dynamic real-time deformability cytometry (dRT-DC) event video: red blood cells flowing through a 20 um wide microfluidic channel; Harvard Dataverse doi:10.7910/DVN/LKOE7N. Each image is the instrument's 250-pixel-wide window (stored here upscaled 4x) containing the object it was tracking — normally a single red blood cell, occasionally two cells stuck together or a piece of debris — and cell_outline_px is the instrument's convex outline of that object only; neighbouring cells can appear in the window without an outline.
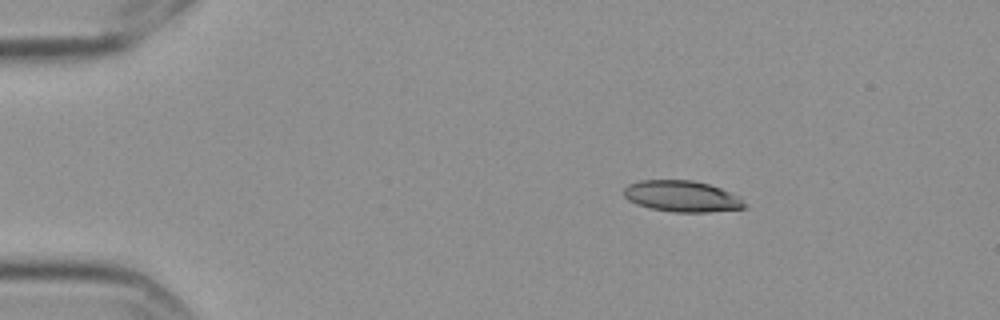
{"species": "Egyptian fruit bat (a non-hibernating species)", "species_latin": "Rousettus aegyptiacus", "temperature_condition": "cold", "stored_images_in_passage": 5, "camera_frame_rate_fps": 3000, "um_per_image_px": 0.085, "frame": {"image": 1, "passage_image": 2, "time_ms": 0.333, "image_size_px": [1000, 320], "cell_outline_px": [[744, 208], [708, 212], [676, 212], [648, 208], [636, 204], [628, 200], [624, 196], [624, 188], [628, 184], [640, 180], [692, 180], [708, 184], [732, 192], [740, 196], [744, 204]], "centroid_in_image_um": [57.94, 16.68], "position_along_channel_um": 27.1, "area_um2": 21.96}}